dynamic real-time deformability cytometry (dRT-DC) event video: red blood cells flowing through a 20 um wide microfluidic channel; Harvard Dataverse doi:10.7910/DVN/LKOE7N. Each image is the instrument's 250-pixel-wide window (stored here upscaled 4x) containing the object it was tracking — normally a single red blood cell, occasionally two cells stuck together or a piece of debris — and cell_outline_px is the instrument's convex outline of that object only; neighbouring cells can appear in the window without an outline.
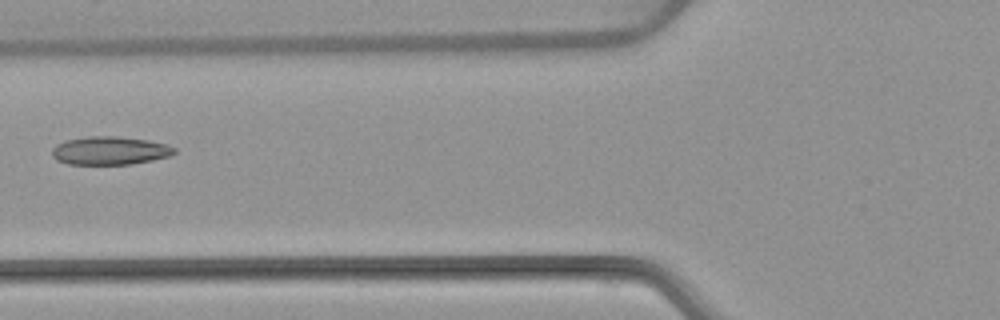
{"species": "common noctule bat (a hibernating species)", "species_latin": "Nyctalus noctula", "temperature_condition": "warm", "stored_images_in_passage": 7, "camera_frame_rate_fps": 3000, "um_per_image_px": 0.085, "animal": {"sex": "female", "body_mass_g": 22.7, "forearm_length_mm": 54.2}, "frame": {"image": 1, "passage_image": 6, "time_ms": 6.0, "image_size_px": [1000, 320], "cell_outline_px": [[176, 152], [168, 156], [152, 160], [132, 164], [68, 164], [56, 160], [52, 156], [52, 148], [56, 144], [64, 140], [88, 136], [116, 136], [148, 140], [168, 144], [176, 148]], "centroid_in_image_um": [9.32, 12.8], "position_along_channel_um": 116.5, "area_um2": 20.29}}
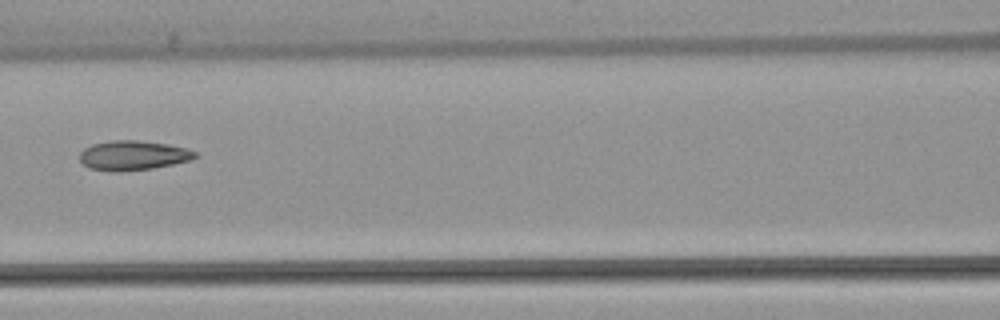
{"frame": {"image": 2, "passage_image": 7, "time_ms": 7.0, "image_size_px": [1000, 320], "cell_outline_px": [[196, 156], [192, 160], [152, 168], [116, 172], [112, 172], [88, 168], [80, 160], [80, 152], [84, 148], [92, 144], [112, 140], [136, 140], [168, 144], [188, 148], [196, 152]], "centroid_in_image_um": [11.3, 13.21], "position_along_channel_um": 155.3, "area_um2": 19.94}}